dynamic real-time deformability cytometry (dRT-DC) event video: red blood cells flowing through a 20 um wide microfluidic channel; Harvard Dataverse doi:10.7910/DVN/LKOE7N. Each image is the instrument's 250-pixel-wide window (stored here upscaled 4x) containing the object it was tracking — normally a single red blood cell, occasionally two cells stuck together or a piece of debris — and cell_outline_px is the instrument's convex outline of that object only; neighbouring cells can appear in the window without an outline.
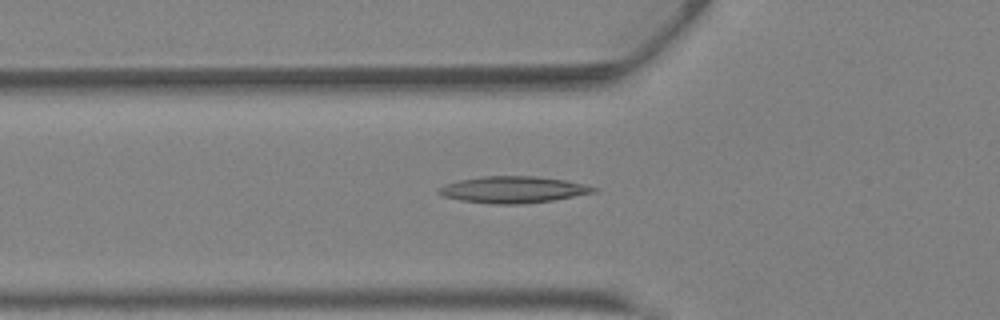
{"species": "Egyptian fruit bat (a non-hibernating species)", "species_latin": "Rousettus aegyptiacus", "temperature_condition": "warm", "stored_images_in_passage": 41, "camera_frame_rate_fps": 3000, "um_per_image_px": 0.085, "animal": {"sex": "female"}, "frame": {"image": 1, "passage_image": 14, "time_ms": 4.333, "image_size_px": [1000, 320], "cell_outline_px": [[600, 188], [596, 192], [552, 200], [520, 204], [492, 204], [460, 200], [444, 196], [436, 192], [436, 188], [444, 184], [456, 180], [484, 176], [532, 176], [564, 180]], "centroid_in_image_um": [43.55, 16.11], "position_along_channel_um": 82.2, "area_um2": 23.99}}
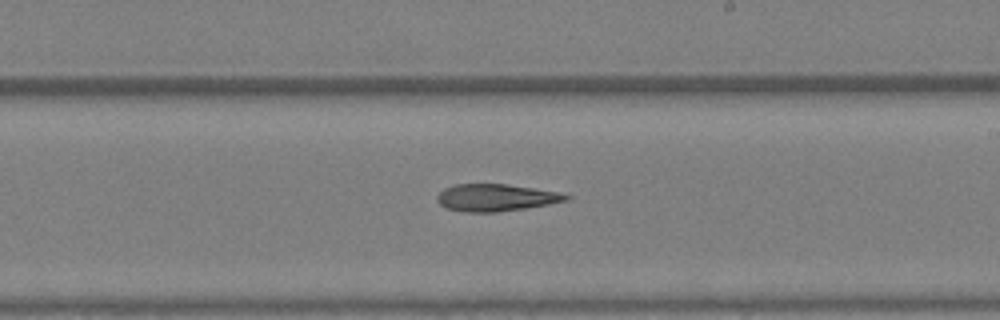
{"frame": {"image": 2, "passage_image": 24, "time_ms": 7.667, "image_size_px": [1000, 320], "cell_outline_px": [[572, 196], [568, 200], [548, 204], [524, 208], [496, 212], [464, 212], [448, 208], [440, 204], [436, 200], [436, 196], [444, 188], [456, 184], [504, 184], [560, 192]], "centroid_in_image_um": [42.13, 16.79], "position_along_channel_um": 246.9, "area_um2": 20.23}}
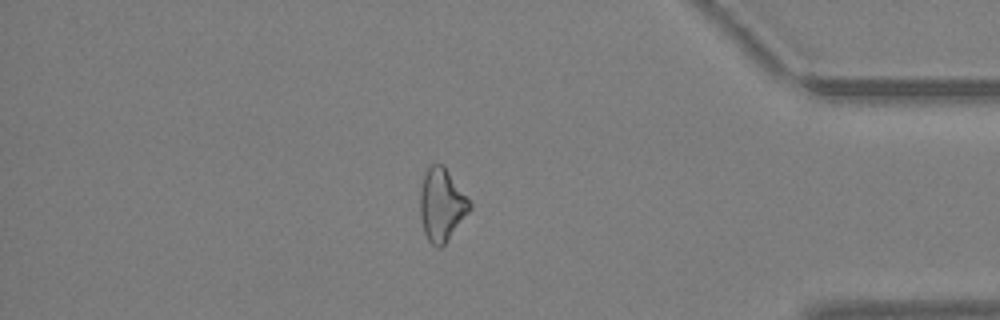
{"frame": {"image": 3, "passage_image": 35, "time_ms": 11.333, "image_size_px": [1000, 320], "cell_outline_px": [[472, 208], [444, 244], [440, 248], [436, 248], [428, 240], [424, 232], [420, 212], [420, 192], [424, 172], [432, 164], [444, 164], [472, 204]], "centroid_in_image_um": [37.54, 17.39], "position_along_channel_um": 397.7, "area_um2": 20.92}, "authors_computed_cell_mechanics": {"area_um2": 21.675, "velocity_mm_per_s": 4.9398, "shape_relaxation_time_tau1_ms": null, "shape_relaxation_time_tau2_ms": 6.5224, "deformation_change_tau1": null, "deformation_change_tau2": 0.2457}}